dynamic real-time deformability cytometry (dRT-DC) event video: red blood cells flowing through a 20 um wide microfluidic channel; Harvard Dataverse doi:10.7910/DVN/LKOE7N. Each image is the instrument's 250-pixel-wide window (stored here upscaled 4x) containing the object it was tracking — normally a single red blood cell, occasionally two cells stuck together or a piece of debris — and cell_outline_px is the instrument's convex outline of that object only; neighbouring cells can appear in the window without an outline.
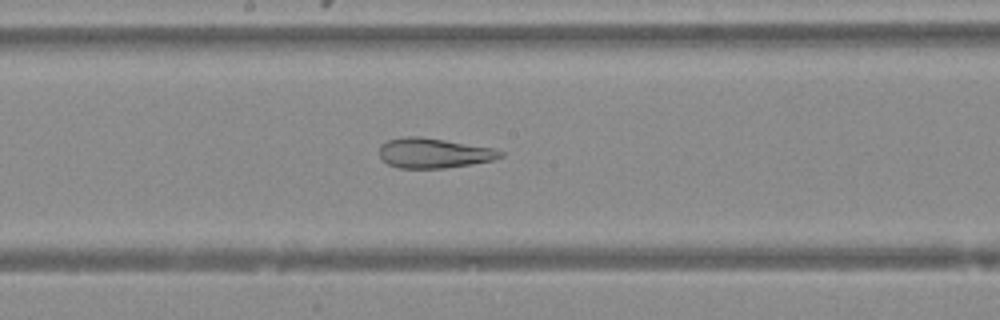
{"species": "Egyptian fruit bat (a non-hibernating species)", "species_latin": "Rousettus aegyptiacus", "temperature_condition": "warm", "stored_images_in_passage": 47, "camera_frame_rate_fps": 3000, "um_per_image_px": 0.085, "animal": {"sex": "female"}, "frame": {"image": 1, "passage_image": 25, "time_ms": 8.0, "image_size_px": [1000, 320], "cell_outline_px": [[504, 156], [496, 160], [472, 164], [444, 168], [400, 168], [388, 164], [380, 156], [380, 144], [388, 140], [408, 136], [420, 136], [496, 148], [504, 152]], "centroid_in_image_um": [36.93, 13.01], "position_along_channel_um": 211.3, "area_um2": 21.27}}
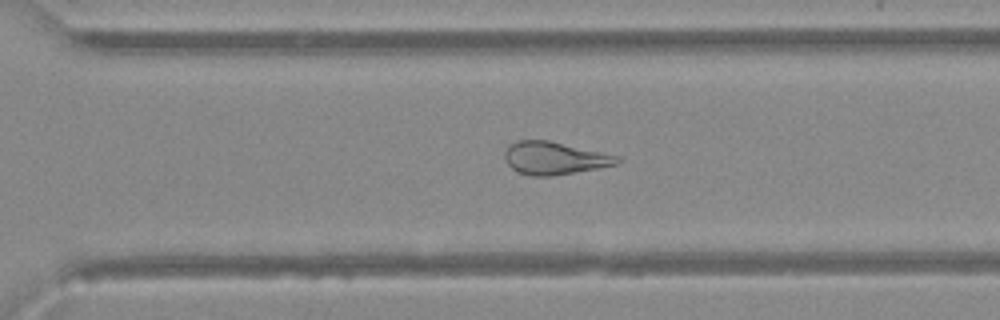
{"frame": {"image": 2, "passage_image": 33, "time_ms": 10.667, "image_size_px": [1000, 320], "cell_outline_px": [[624, 160], [616, 164], [596, 168], [552, 176], [532, 176], [516, 172], [508, 164], [504, 156], [504, 152], [508, 144], [516, 140], [548, 140], [620, 156]], "centroid_in_image_um": [47.1, 13.43], "position_along_channel_um": 323.5, "area_um2": 21.5}}
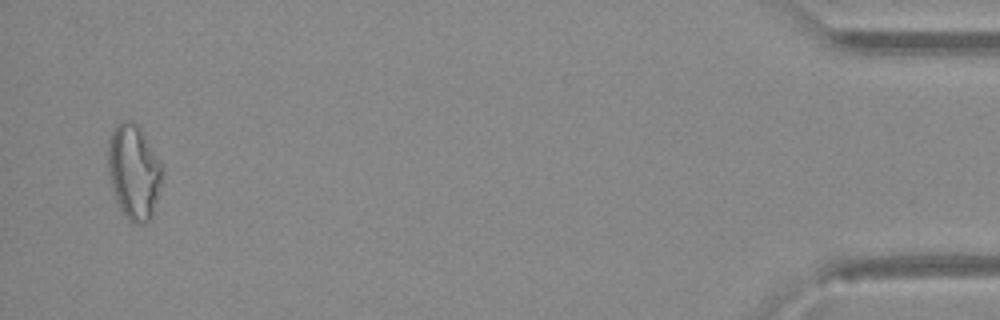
{"frame": {"image": 3, "passage_image": 46, "time_ms": 15.0, "image_size_px": [1000, 320], "cell_outline_px": [[164, 172], [152, 216], [144, 224], [136, 224], [128, 220], [124, 216], [116, 200], [108, 172], [108, 140], [116, 124], [124, 120], [132, 120], [140, 124], [164, 164]], "centroid_in_image_um": [11.41, 14.54], "position_along_channel_um": 423.8, "area_um2": 30.75}}